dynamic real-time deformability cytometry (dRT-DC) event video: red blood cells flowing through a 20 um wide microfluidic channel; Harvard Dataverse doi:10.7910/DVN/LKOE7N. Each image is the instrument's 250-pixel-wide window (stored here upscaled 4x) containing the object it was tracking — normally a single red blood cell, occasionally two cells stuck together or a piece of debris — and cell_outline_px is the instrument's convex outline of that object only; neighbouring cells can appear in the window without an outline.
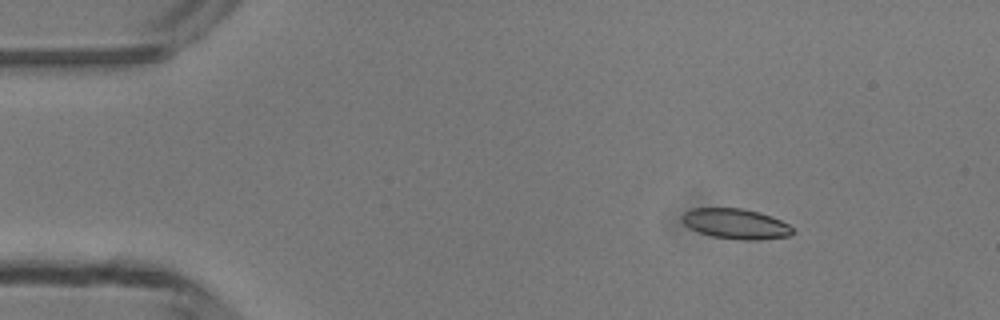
{"species": "common noctule bat (a hibernating species)", "species_latin": "Nyctalus noctula", "temperature_condition": "room temperature", "stored_images_in_passage": 12, "camera_frame_rate_fps": 3000, "um_per_image_px": 0.085, "animal": {"sex": "male", "body_mass_g": 13.3}, "frame": {"image": 1, "passage_image": 6, "time_ms": 1.667, "image_size_px": [1000, 320], "cell_outline_px": [[796, 232], [788, 236], [760, 240], [740, 240], [712, 236], [700, 232], [684, 224], [680, 220], [680, 216], [684, 212], [692, 208], [744, 208], [760, 212], [772, 216], [788, 224]], "centroid_in_image_um": [62.55, 19.01], "position_along_channel_um": 22.5, "area_um2": 19.65}}